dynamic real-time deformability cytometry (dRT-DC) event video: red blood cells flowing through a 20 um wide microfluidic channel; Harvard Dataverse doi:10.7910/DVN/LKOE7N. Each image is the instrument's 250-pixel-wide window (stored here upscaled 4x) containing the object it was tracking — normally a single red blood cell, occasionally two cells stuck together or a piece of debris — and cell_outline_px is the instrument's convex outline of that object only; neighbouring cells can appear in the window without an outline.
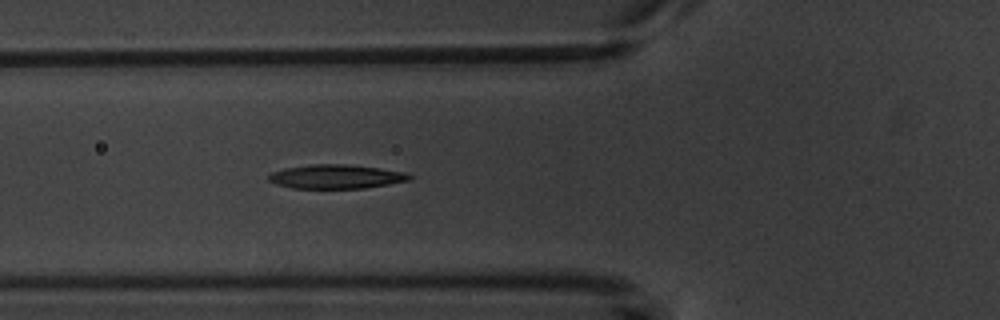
{"species": "common noctule bat (a hibernating species)", "species_latin": "Nyctalus noctula", "temperature_condition": "warm", "stored_images_in_passage": 5, "camera_frame_rate_fps": 3000, "um_per_image_px": 0.085, "animal": {"sex": "male", "body_mass_g": 20.1, "forearm_length_mm": 53.5}, "frame": {"image": 1, "passage_image": 5, "time_ms": 5.333, "image_size_px": [1000, 320], "cell_outline_px": [[412, 180], [364, 188], [292, 188], [276, 184], [268, 180], [268, 176], [272, 172], [284, 168], [312, 164], [344, 164], [380, 168], [408, 172], [412, 176]], "centroid_in_image_um": [28.6, 15.01], "position_along_channel_um": 97.2, "area_um2": 19.77}}